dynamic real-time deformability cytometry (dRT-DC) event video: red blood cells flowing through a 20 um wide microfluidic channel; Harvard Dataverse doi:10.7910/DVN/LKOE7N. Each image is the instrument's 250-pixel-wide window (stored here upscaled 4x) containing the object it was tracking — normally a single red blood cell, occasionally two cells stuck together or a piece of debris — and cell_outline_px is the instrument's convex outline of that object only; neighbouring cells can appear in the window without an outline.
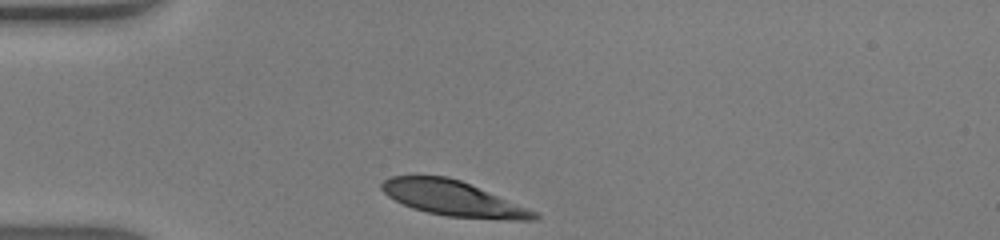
{"species": "human", "species_latin": "Homo sapiens", "temperature_condition": "warm", "stored_images_in_passage": 27, "camera_frame_rate_fps": 3000, "um_per_image_px": 0.085, "donor": {"sex": "male"}, "frame": {"image": 1, "passage_image": 1, "time_ms": 0.0, "image_size_px": [1000, 240], "cell_outline_px": [[540, 216], [536, 220], [496, 220], [448, 216], [428, 212], [412, 208], [388, 196], [380, 188], [380, 184], [384, 180], [392, 176], [448, 176], [460, 180], [528, 208], [536, 212]], "centroid_in_image_um": [38.53, 16.88], "position_along_channel_um": 46.5, "area_um2": 30.98}}
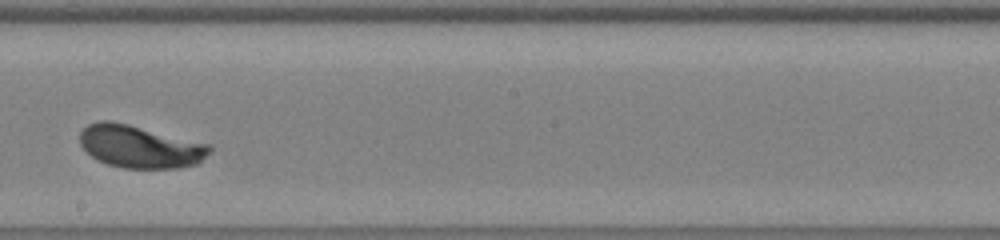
{"frame": {"image": 2, "passage_image": 16, "time_ms": 5.0, "image_size_px": [1000, 240], "cell_outline_px": [[212, 152], [196, 164], [176, 168], [124, 168], [108, 164], [92, 156], [80, 144], [80, 132], [88, 124], [100, 120], [108, 120], [128, 124], [212, 144]], "centroid_in_image_um": [11.94, 12.45], "position_along_channel_um": 236.3, "area_um2": 32.19}}
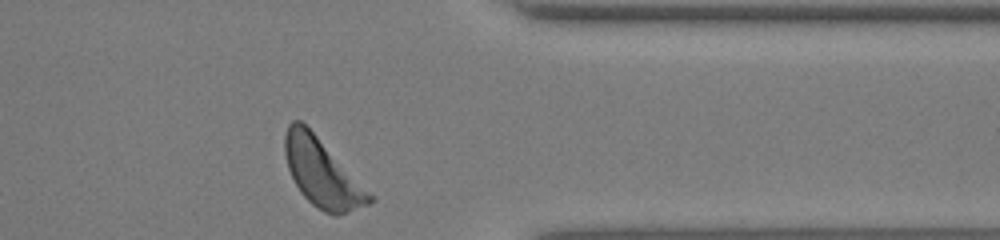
{"frame": {"image": 3, "passage_image": 27, "time_ms": 8.667, "image_size_px": [1000, 240], "cell_outline_px": [[376, 200], [368, 204], [348, 212], [336, 216], [332, 216], [316, 208], [300, 192], [288, 168], [284, 152], [284, 136], [288, 124], [292, 120], [300, 120], [376, 196]], "centroid_in_image_um": [27.4, 14.74], "position_along_channel_um": 384.0, "area_um2": 33.41}, "authors_computed_cell_mechanics": {"area_um2": 32.1946, "velocity_mm_per_s": 4.2943, "shape_relaxation_time_tau1_ms": 1.7276, "shape_relaxation_time_tau2_ms": null, "deformation_change_tau1": 0.1707, "deformation_change_tau2": null}}